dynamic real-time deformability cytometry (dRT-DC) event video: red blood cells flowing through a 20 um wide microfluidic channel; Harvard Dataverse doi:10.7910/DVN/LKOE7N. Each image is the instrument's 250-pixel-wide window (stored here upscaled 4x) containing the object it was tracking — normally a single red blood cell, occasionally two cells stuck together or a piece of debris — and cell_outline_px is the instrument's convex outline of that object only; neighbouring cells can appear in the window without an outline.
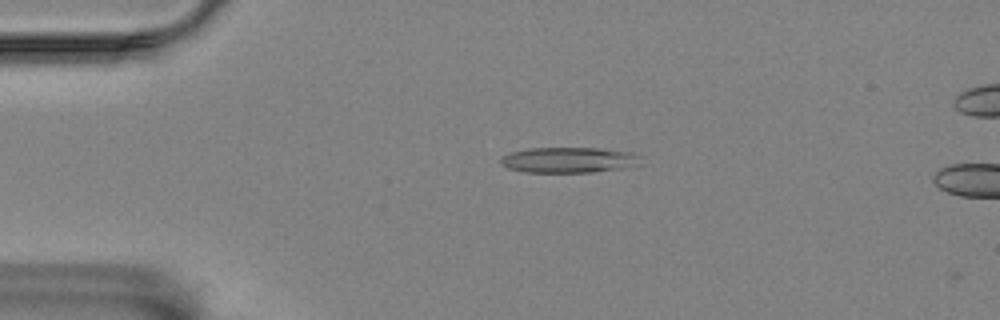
{"species": "Egyptian fruit bat (a non-hibernating species)", "species_latin": "Rousettus aegyptiacus", "temperature_condition": "room temperature", "stored_images_in_passage": 2, "camera_frame_rate_fps": 3000, "um_per_image_px": 0.085, "animal": {"sex": "female"}, "frame": {"image": 1, "passage_image": 1, "time_ms": 0.0, "image_size_px": [1000, 320], "cell_outline_px": [[640, 164], [620, 168], [592, 172], [524, 172], [508, 168], [500, 164], [500, 160], [504, 156], [512, 152], [528, 148], [596, 148], [632, 152], [636, 156]], "centroid_in_image_um": [48.28, 13.6], "position_along_channel_um": 36.7, "area_um2": 20.52}}